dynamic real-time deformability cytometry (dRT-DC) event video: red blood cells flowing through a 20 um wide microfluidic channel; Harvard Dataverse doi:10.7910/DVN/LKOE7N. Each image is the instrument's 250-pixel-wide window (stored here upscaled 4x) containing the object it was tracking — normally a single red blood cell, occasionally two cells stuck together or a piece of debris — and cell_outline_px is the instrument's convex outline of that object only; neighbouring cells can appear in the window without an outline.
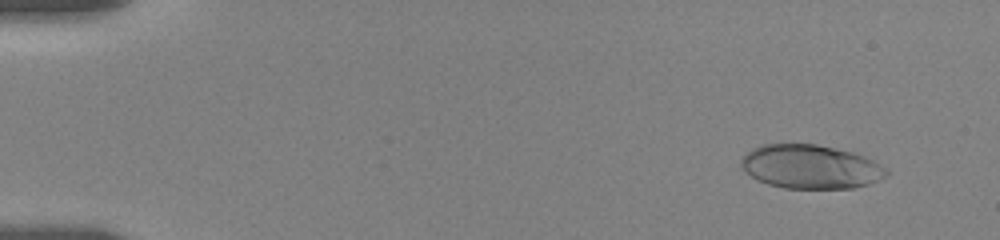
{"species": "human", "species_latin": "Homo sapiens", "temperature_condition": "room temperature", "stored_images_in_passage": 9, "camera_frame_rate_fps": 3000, "um_per_image_px": 0.085, "donor": {"sex": "female"}, "frame": {"image": 1, "passage_image": 8, "time_ms": 1.333, "image_size_px": [1000, 240], "cell_outline_px": [[888, 176], [868, 184], [852, 188], [784, 188], [768, 184], [756, 180], [740, 164], [740, 160], [752, 148], [760, 144], [816, 144], [852, 152], [864, 156], [880, 164], [888, 172]], "centroid_in_image_um": [68.89, 14.17], "position_along_channel_um": 16.1, "area_um2": 36.93}}